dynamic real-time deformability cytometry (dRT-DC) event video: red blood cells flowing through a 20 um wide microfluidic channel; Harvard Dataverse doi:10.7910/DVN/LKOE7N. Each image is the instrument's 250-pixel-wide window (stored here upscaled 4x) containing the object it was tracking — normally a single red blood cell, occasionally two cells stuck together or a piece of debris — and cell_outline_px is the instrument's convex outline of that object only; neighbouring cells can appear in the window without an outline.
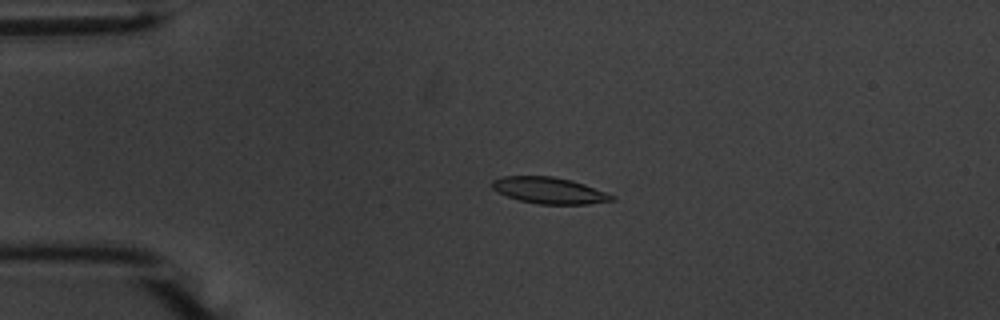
{"species": "common noctule bat (a hibernating species)", "species_latin": "Nyctalus noctula", "temperature_condition": "warm", "stored_images_in_passage": 48, "camera_frame_rate_fps": 3000, "um_per_image_px": 0.085, "animal": {"sex": "male", "body_mass_g": 20.1, "forearm_length_mm": 53.5}, "frame": {"image": 1, "passage_image": 6, "time_ms": 1.667, "image_size_px": [1000, 320], "cell_outline_px": [[616, 200], [588, 204], [540, 204], [520, 200], [508, 196], [492, 188], [492, 180], [504, 176], [552, 176], [572, 180], [584, 184], [616, 196]], "centroid_in_image_um": [46.72, 16.19], "position_along_channel_um": 38.3, "area_um2": 18.26}}
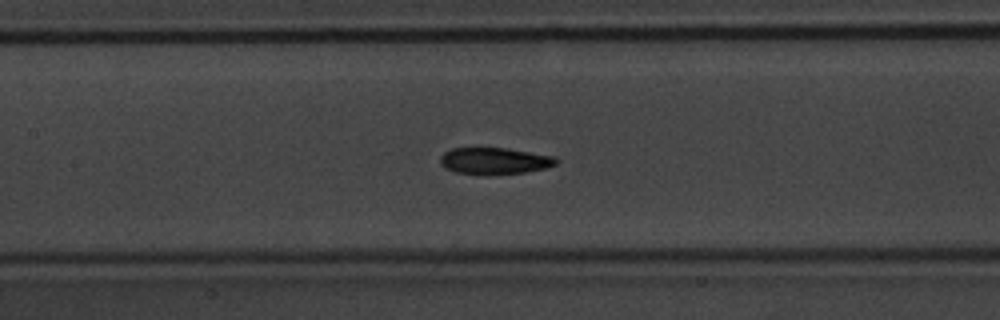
{"frame": {"image": 2, "passage_image": 19, "time_ms": 6.0, "image_size_px": [1000, 320], "cell_outline_px": [[560, 160], [556, 164], [544, 168], [524, 172], [456, 172], [444, 168], [440, 164], [440, 156], [444, 152], [452, 148], [504, 148], [556, 156]], "centroid_in_image_um": [42.04, 13.63], "position_along_channel_um": 165.4, "area_um2": 17.28}}
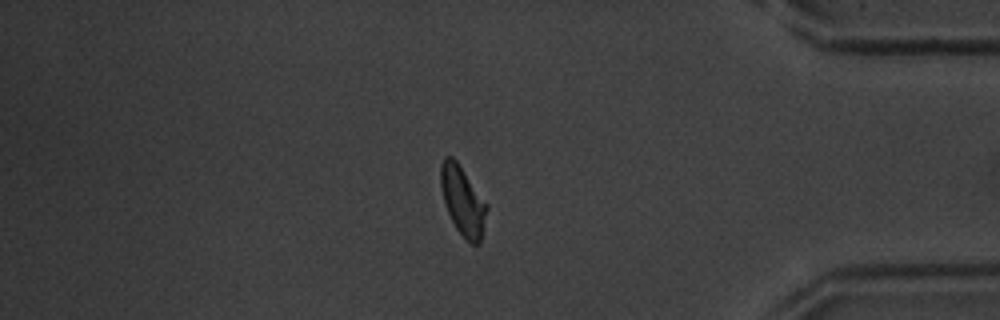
{"frame": {"image": 3, "passage_image": 40, "time_ms": 13.0, "image_size_px": [1000, 320], "cell_outline_px": [[488, 208], [480, 244], [472, 244], [456, 228], [444, 204], [440, 184], [440, 164], [444, 156], [452, 156], [456, 160], [488, 204]], "centroid_in_image_um": [39.33, 17.04], "position_along_channel_um": 395.9, "area_um2": 18.5}, "authors_computed_cell_mechanics": {"area_um2": 18.3226, "velocity_mm_per_s": 3.6975, "shape_relaxation_time_tau1_ms": 3.8682, "shape_relaxation_time_tau2_ms": 2.6602, "deformation_change_tau1": 0.1453, "deformation_change_tau2": 0.0818}}